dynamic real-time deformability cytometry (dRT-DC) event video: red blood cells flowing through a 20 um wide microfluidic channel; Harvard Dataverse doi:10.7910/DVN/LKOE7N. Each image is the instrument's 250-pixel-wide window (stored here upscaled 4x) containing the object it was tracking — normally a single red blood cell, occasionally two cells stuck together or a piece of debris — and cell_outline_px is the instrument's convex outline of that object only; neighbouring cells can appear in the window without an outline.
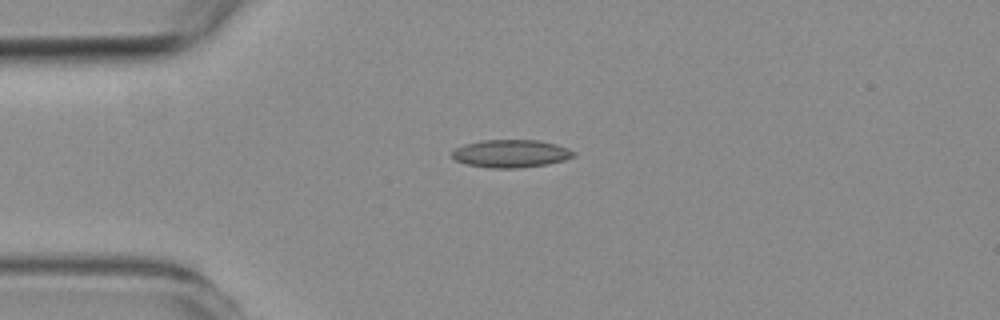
{"species": "common noctule bat (a hibernating species)", "species_latin": "Nyctalus noctula", "temperature_condition": "room temperature", "stored_images_in_passage": 4, "camera_frame_rate_fps": 3000, "um_per_image_px": 0.085, "animal": {"sex": "female", "body_mass_g": 19.3, "forearm_length_mm": 54.1}, "frame": {"image": 1, "passage_image": 4, "time_ms": 3.333, "image_size_px": [1000, 320], "cell_outline_px": [[576, 156], [564, 160], [548, 164], [516, 168], [488, 168], [468, 164], [456, 160], [452, 156], [452, 152], [456, 148], [464, 144], [480, 140], [540, 140], [556, 144], [568, 148], [576, 152]], "centroid_in_image_um": [43.46, 13.05], "position_along_channel_um": 41.5, "area_um2": 19.77}}